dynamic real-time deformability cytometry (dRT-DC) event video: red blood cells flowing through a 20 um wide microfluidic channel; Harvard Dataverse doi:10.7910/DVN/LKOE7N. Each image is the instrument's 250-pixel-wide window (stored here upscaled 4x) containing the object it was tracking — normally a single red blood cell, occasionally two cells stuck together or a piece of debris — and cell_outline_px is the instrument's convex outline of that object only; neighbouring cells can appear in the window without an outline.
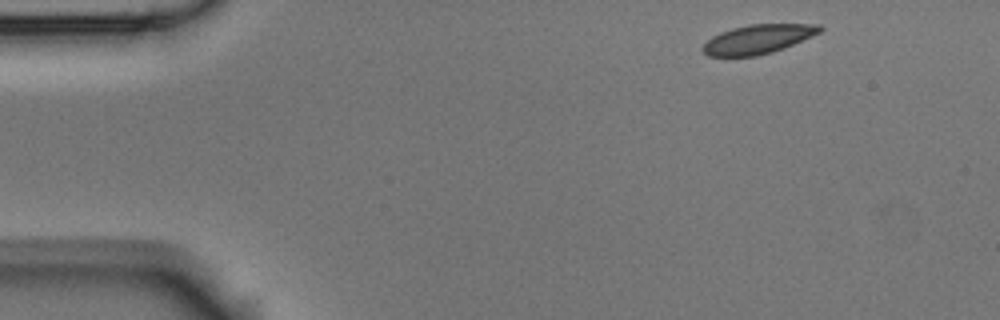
{"species": "Egyptian fruit bat (a non-hibernating species)", "species_latin": "Rousettus aegyptiacus", "temperature_condition": "room temperature", "stored_images_in_passage": 3, "camera_frame_rate_fps": 3000, "um_per_image_px": 0.085, "animal": {"sex": "male"}, "frame": {"image": 1, "passage_image": 1, "time_ms": 0.0, "image_size_px": [1000, 320], "cell_outline_px": [[824, 28], [820, 32], [784, 48], [772, 52], [756, 56], [708, 56], [700, 48], [712, 36], [720, 32], [732, 28], [748, 24], [820, 24]], "centroid_in_image_um": [64.41, 3.32], "position_along_channel_um": 20.6, "area_um2": 19.83}}
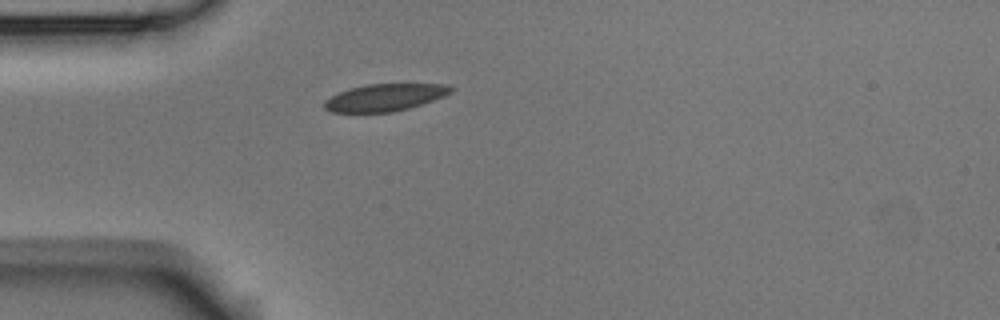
{"frame": {"image": 2, "passage_image": 3, "time_ms": 3.0, "image_size_px": [1000, 320], "cell_outline_px": [[456, 88], [452, 92], [444, 96], [408, 108], [392, 112], [332, 112], [324, 108], [324, 100], [348, 88], [368, 84], [444, 84]], "centroid_in_image_um": [32.71, 8.27], "position_along_channel_um": 52.3, "area_um2": 19.88}}